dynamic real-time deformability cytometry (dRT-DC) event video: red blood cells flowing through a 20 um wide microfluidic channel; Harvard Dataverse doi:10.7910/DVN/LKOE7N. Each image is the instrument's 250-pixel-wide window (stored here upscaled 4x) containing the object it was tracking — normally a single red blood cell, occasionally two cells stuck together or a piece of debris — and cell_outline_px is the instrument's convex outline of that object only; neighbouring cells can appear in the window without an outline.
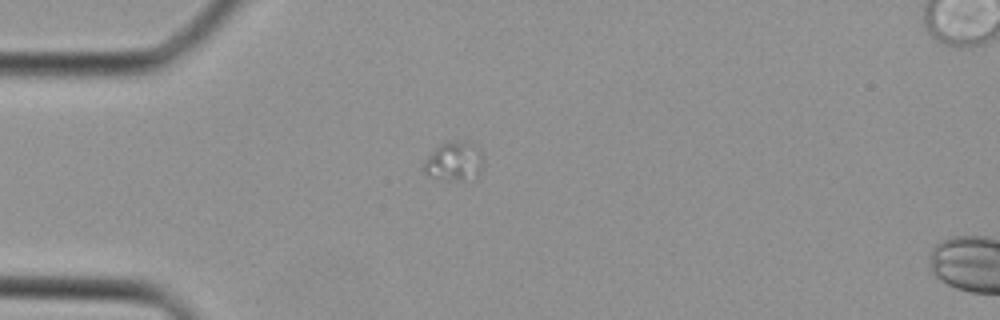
{"species": "Egyptian fruit bat (a non-hibernating species)", "species_latin": "Rousettus aegyptiacus", "temperature_condition": "cold", "stored_images_in_passage": 14, "camera_frame_rate_fps": 3000, "um_per_image_px": 0.085, "animal": {"sex": "female"}, "frame": {"image": 1, "passage_image": 5, "time_ms": 1.333, "image_size_px": [1000, 320], "cell_outline_px": [[484, 164], [480, 176], [464, 180], [440, 180], [428, 172], [424, 168], [424, 160], [440, 144], [464, 144], [480, 156]], "centroid_in_image_um": [38.58, 13.84], "position_along_channel_um": 46.4, "area_um2": 12.37}}
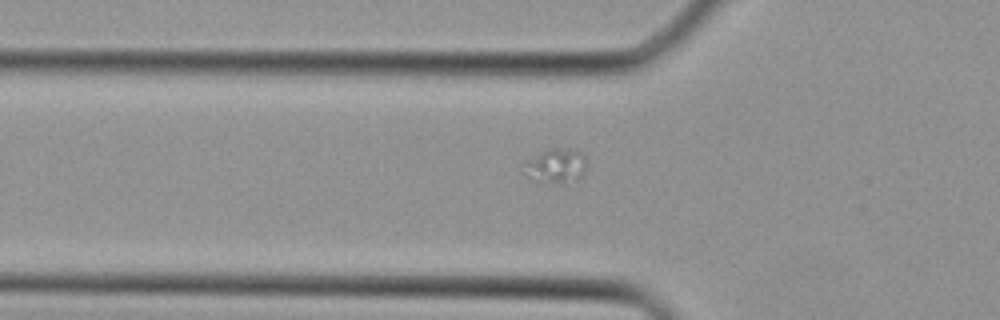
{"frame": {"image": 2, "passage_image": 8, "time_ms": 2.333, "image_size_px": [1000, 320], "cell_outline_px": [[588, 168], [580, 180], [564, 184], [560, 184], [536, 180], [524, 176], [528, 160], [548, 148], [556, 148], [580, 152], [584, 156]], "centroid_in_image_um": [47.33, 14.14], "position_along_channel_um": 78.5, "area_um2": 12.6}}